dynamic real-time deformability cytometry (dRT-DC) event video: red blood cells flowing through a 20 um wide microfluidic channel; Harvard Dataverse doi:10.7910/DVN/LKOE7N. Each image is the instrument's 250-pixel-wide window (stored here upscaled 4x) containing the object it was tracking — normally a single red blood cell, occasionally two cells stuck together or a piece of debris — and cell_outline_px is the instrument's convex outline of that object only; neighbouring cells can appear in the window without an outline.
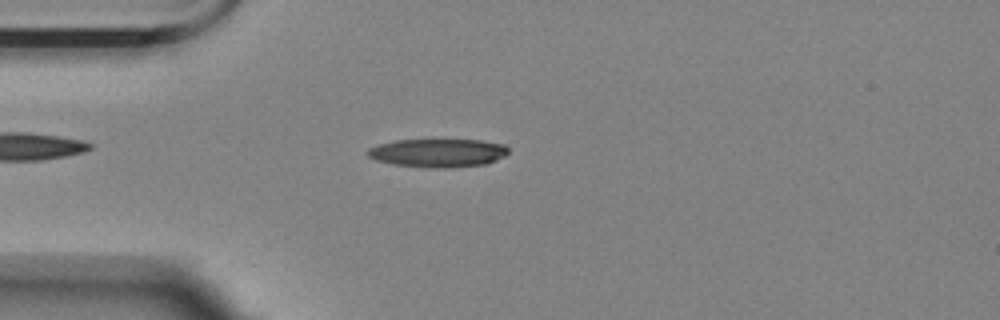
{"species": "Egyptian fruit bat (a non-hibernating species)", "species_latin": "Rousettus aegyptiacus", "temperature_condition": "room temperature", "stored_images_in_passage": 49, "camera_frame_rate_fps": 3000, "um_per_image_px": 0.085, "animal": {"sex": "female"}, "frame": {"image": 1, "passage_image": 7, "time_ms": 2.0, "image_size_px": [1000, 320], "cell_outline_px": [[508, 152], [504, 156], [484, 164], [444, 168], [428, 168], [396, 164], [376, 160], [368, 156], [368, 148], [376, 144], [396, 140], [480, 140], [504, 144], [508, 148]], "centroid_in_image_um": [37.2, 12.99], "position_along_channel_um": 47.8, "area_um2": 23.12}}
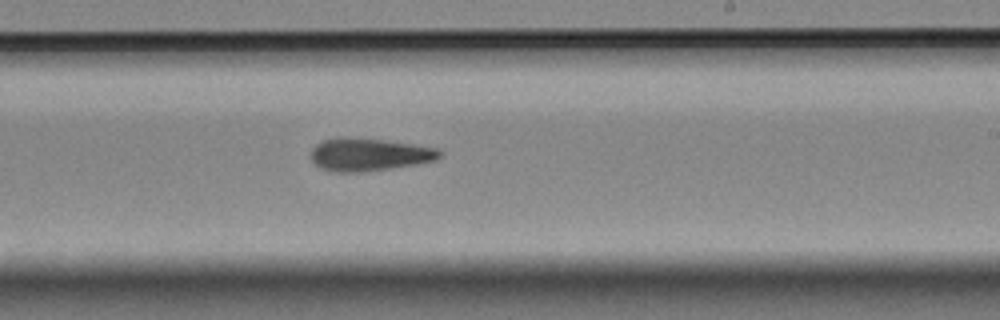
{"frame": {"image": 2, "passage_image": 26, "time_ms": 8.333, "image_size_px": [1000, 320], "cell_outline_px": [[440, 156], [436, 160], [416, 164], [392, 168], [356, 172], [336, 172], [320, 168], [312, 160], [312, 148], [320, 140], [380, 140], [412, 144], [436, 148], [440, 152]], "centroid_in_image_um": [31.39, 13.18], "position_along_channel_um": 257.6, "area_um2": 23.47}}
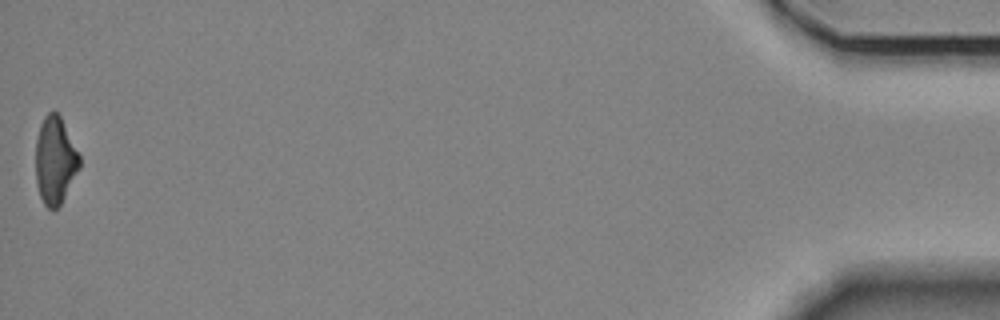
{"frame": {"image": 3, "passage_image": 49, "time_ms": 16.0, "image_size_px": [1000, 320], "cell_outline_px": [[80, 168], [60, 204], [52, 212], [44, 204], [40, 196], [36, 184], [36, 140], [40, 124], [44, 116], [48, 112], [56, 112], [60, 116], [80, 156]], "centroid_in_image_um": [4.67, 13.65], "position_along_channel_um": 430.5, "area_um2": 22.2}, "authors_computed_cell_mechanics": {"area_um2": 23.6402, "velocity_mm_per_s": 3.4971, "shape_relaxation_time_tau1_ms": 6.7434, "shape_relaxation_time_tau2_ms": 10.6436, "deformation_change_tau1": 0.201, "deformation_change_tau2": 0.2625}}